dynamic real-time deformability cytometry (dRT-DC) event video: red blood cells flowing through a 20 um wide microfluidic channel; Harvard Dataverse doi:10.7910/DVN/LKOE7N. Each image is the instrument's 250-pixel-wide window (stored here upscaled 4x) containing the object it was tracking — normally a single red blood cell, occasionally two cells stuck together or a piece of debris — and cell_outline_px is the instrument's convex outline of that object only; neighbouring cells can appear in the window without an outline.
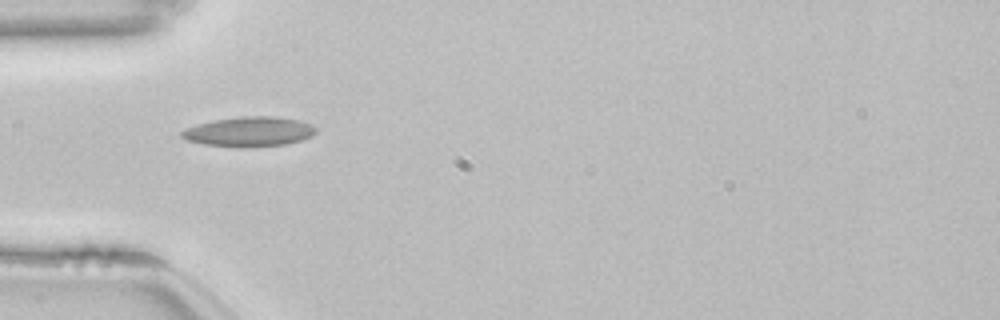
{"species": "common noctule bat (a hibernating species)", "species_latin": "Nyctalus noctula", "temperature_condition": "room temperature", "stored_images_in_passage": 30, "camera_frame_rate_fps": 3000, "um_per_image_px": 0.085, "animal": {"sex": "female", "body_mass_g": 22.7, "forearm_length_mm": 54.2}, "frame": {"image": 1, "passage_image": 1, "time_ms": 0.0, "image_size_px": [1000, 320], "cell_outline_px": [[316, 132], [312, 136], [300, 140], [284, 144], [252, 148], [236, 148], [204, 144], [188, 140], [180, 136], [180, 132], [188, 128], [200, 124], [216, 120], [244, 116], [272, 116], [296, 120], [312, 124], [316, 128]], "centroid_in_image_um": [21.2, 11.21], "position_along_channel_um": 63.8, "area_um2": 23.18}}
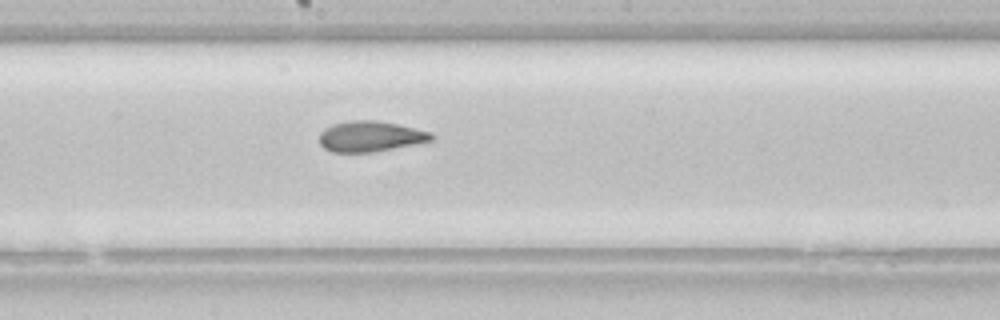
{"frame": {"image": 2, "passage_image": 13, "time_ms": 4.0, "image_size_px": [1000, 320], "cell_outline_px": [[436, 136], [432, 140], [416, 144], [372, 152], [332, 152], [324, 148], [320, 144], [320, 132], [324, 128], [332, 124], [352, 120], [376, 120], [396, 124], [432, 132]], "centroid_in_image_um": [31.48, 11.59], "position_along_channel_um": 216.7, "area_um2": 20.0}, "authors_computed_cell_mechanics": {"area_um2": 20.1722, "velocity_mm_per_s": 3.844, "shape_relaxation_time_tau1_ms": 7.9739, "shape_relaxation_time_tau2_ms": 1.9895, "deformation_change_tau1": 0.1724, "deformation_change_tau2": 0.0929}}